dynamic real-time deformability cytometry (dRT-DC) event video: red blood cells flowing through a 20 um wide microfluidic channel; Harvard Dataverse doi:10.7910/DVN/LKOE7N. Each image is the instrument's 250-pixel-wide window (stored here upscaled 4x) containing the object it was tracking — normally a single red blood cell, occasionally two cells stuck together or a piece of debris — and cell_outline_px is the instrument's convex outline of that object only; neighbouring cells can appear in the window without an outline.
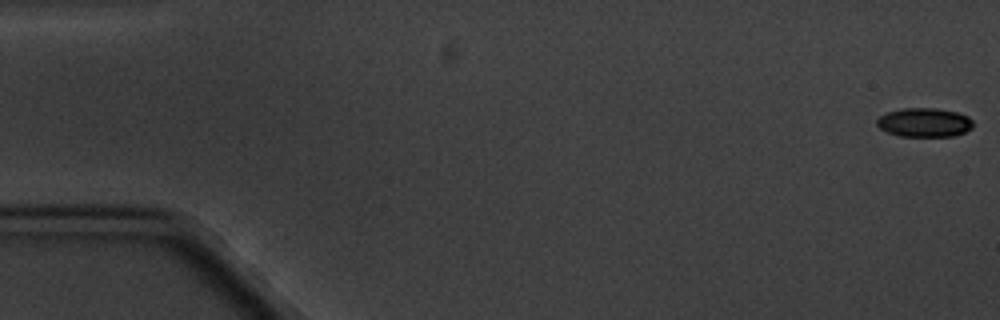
{"species": "common noctule bat (a hibernating species)", "species_latin": "Nyctalus noctula", "temperature_condition": "cold", "stored_images_in_passage": 8, "camera_frame_rate_fps": 3000, "um_per_image_px": 0.085, "animal": {"sex": "male", "body_mass_g": 20.1, "forearm_length_mm": 53.5}, "frame": {"image": 1, "passage_image": 1, "time_ms": 0.0, "image_size_px": [1000, 320], "cell_outline_px": [[972, 128], [964, 132], [952, 136], [900, 136], [888, 132], [880, 128], [876, 124], [876, 120], [880, 116], [888, 112], [904, 108], [936, 108], [956, 112], [968, 116], [972, 120]], "centroid_in_image_um": [78.57, 10.41], "position_along_channel_um": 6.4, "area_um2": 16.13}}
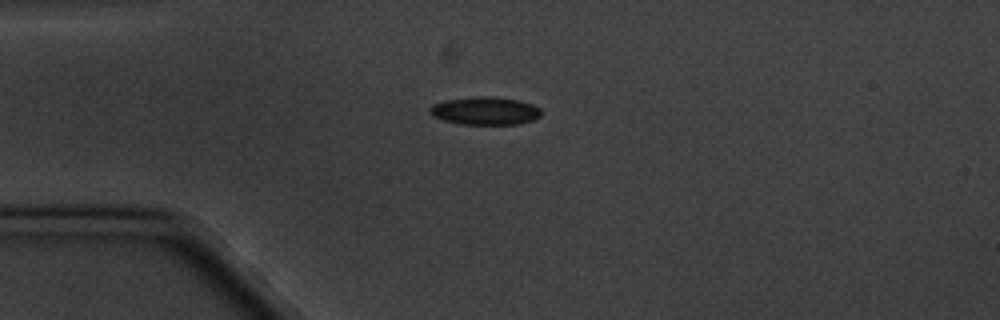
{"frame": {"image": 2, "passage_image": 5, "time_ms": 4.667, "image_size_px": [1000, 320], "cell_outline_px": [[540, 116], [532, 120], [520, 124], [460, 124], [444, 120], [432, 116], [428, 112], [428, 108], [432, 104], [444, 100], [472, 96], [496, 96], [520, 100], [532, 104], [540, 108]], "centroid_in_image_um": [41.2, 9.4], "position_along_channel_um": 43.8, "area_um2": 18.44}}